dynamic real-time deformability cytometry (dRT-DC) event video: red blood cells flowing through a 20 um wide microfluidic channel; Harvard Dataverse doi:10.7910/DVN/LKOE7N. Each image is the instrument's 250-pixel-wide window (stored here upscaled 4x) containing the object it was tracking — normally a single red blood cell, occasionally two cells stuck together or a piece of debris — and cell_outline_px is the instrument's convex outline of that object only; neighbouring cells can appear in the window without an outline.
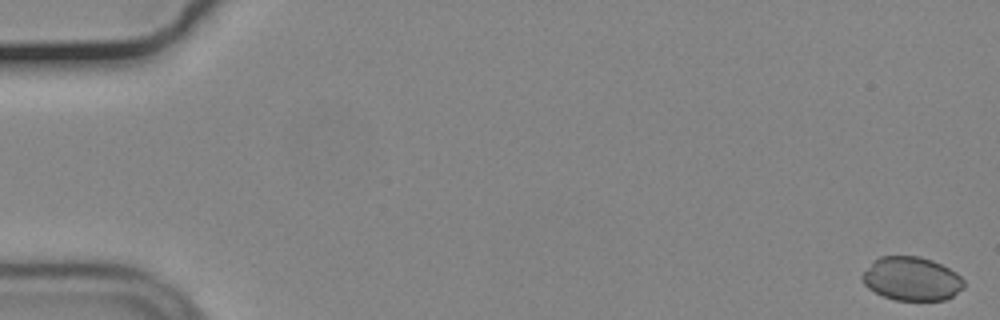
{"species": "common noctule bat (a hibernating species)", "species_latin": "Nyctalus noctula", "temperature_condition": "cold", "stored_images_in_passage": 57, "camera_frame_rate_fps": 3000, "um_per_image_px": 0.085, "animal": {"sex": "male", "body_mass_g": 19.2, "forearm_length_mm": 51.8}, "frame": {"image": 1, "passage_image": 2, "time_ms": 0.333, "image_size_px": [1000, 320], "cell_outline_px": [[964, 288], [952, 296], [944, 300], [896, 300], [884, 296], [868, 288], [864, 284], [860, 276], [880, 256], [920, 256], [932, 260], [956, 272], [964, 280]], "centroid_in_image_um": [77.51, 23.7], "position_along_channel_um": 7.5, "area_um2": 25.66}}
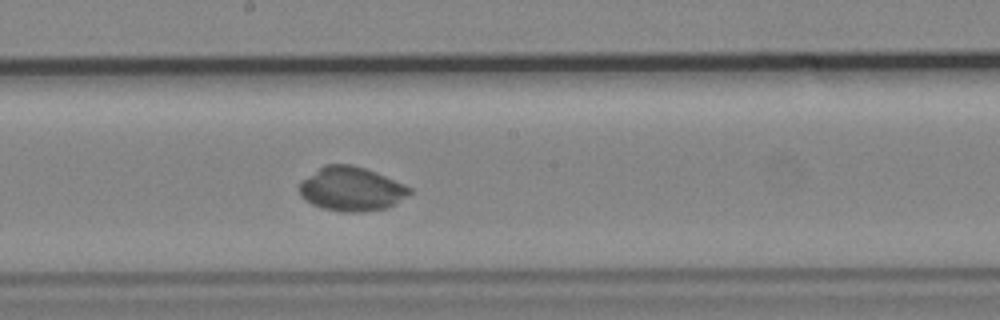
{"frame": {"image": 2, "passage_image": 32, "time_ms": 10.333, "image_size_px": [1000, 320], "cell_outline_px": [[412, 192], [408, 196], [396, 204], [388, 208], [360, 212], [340, 212], [320, 208], [304, 200], [300, 196], [300, 180], [324, 164], [352, 164], [376, 172], [404, 184], [412, 188]], "centroid_in_image_um": [29.86, 16.07], "position_along_channel_um": 218.3, "area_um2": 28.73}}
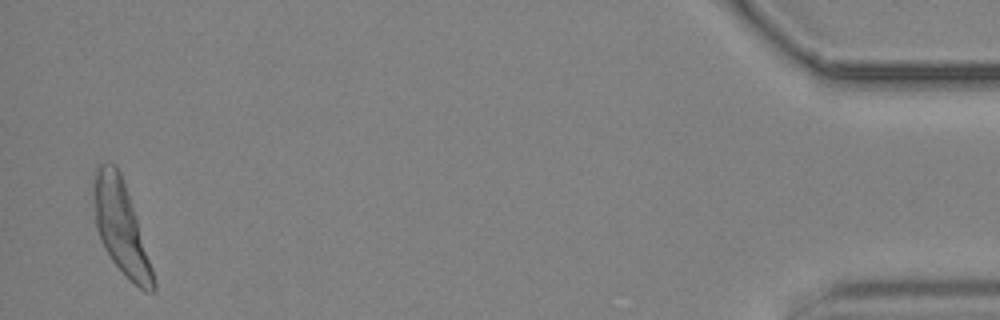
{"frame": {"image": 3, "passage_image": 56, "time_ms": 18.333, "image_size_px": [1000, 320], "cell_outline_px": [[156, 292], [144, 292], [112, 260], [104, 248], [100, 240], [96, 228], [92, 188], [92, 172], [100, 164], [116, 164], [120, 172], [156, 280]], "centroid_in_image_um": [10.23, 19.29], "position_along_channel_um": 425.0, "area_um2": 31.33}, "authors_computed_cell_mechanics": {"area_um2": 28.4954, "velocity_mm_per_s": 3.6814, "shape_relaxation_time_tau1_ms": 5.4921, "shape_relaxation_time_tau2_ms": null, "deformation_change_tau1": 0.212, "deformation_change_tau2": null}}